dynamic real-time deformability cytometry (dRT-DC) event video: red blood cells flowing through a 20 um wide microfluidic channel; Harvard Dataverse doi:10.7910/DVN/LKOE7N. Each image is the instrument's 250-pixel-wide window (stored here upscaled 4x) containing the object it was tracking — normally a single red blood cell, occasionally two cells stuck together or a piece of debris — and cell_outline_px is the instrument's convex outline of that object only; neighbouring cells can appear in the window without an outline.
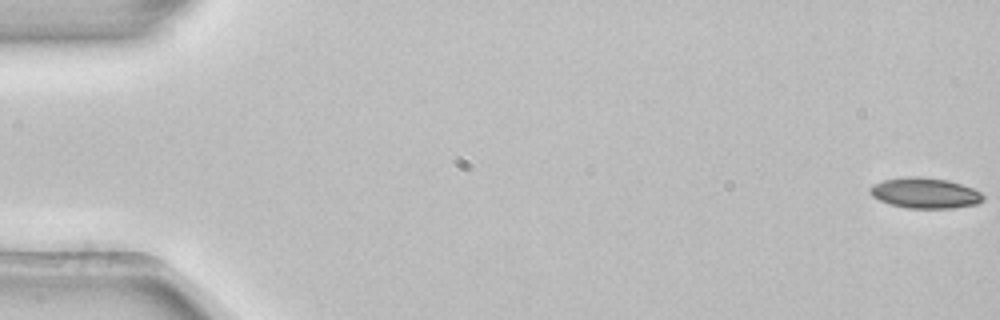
{"species": "common noctule bat (a hibernating species)", "species_latin": "Nyctalus noctula", "temperature_condition": "room temperature", "stored_images_in_passage": 54, "camera_frame_rate_fps": 3000, "um_per_image_px": 0.085, "animal": {"sex": "female", "body_mass_g": 22.7, "forearm_length_mm": 54.2}, "frame": {"image": 1, "passage_image": 1, "time_ms": 0.0, "image_size_px": [1000, 320], "cell_outline_px": [[984, 200], [976, 204], [952, 208], [908, 208], [892, 204], [880, 200], [872, 196], [868, 192], [868, 188], [872, 184], [884, 180], [904, 176], [920, 176], [948, 180], [972, 188], [980, 192], [984, 196]], "centroid_in_image_um": [78.6, 16.39], "position_along_channel_um": 6.4, "area_um2": 20.17}}
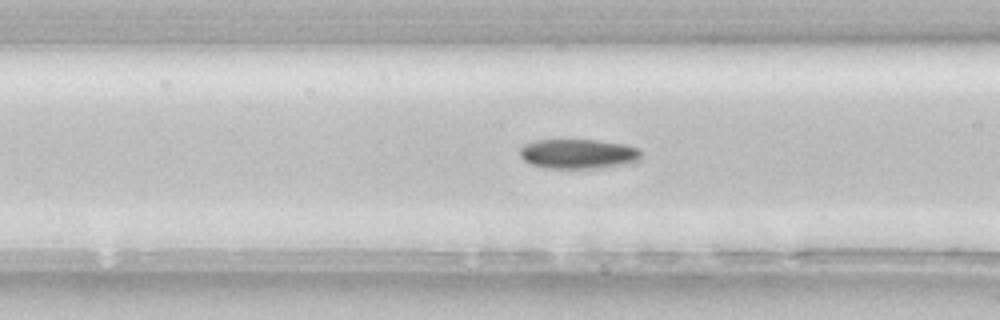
{"frame": {"image": 2, "passage_image": 22, "time_ms": 7.0, "image_size_px": [1000, 320], "cell_outline_px": [[640, 160], [632, 164], [592, 168], [548, 168], [528, 164], [520, 156], [520, 148], [524, 144], [536, 140], [600, 140], [624, 144], [636, 148], [640, 152]], "centroid_in_image_um": [49.14, 13.08], "position_along_channel_um": 117.5, "area_um2": 21.1}}
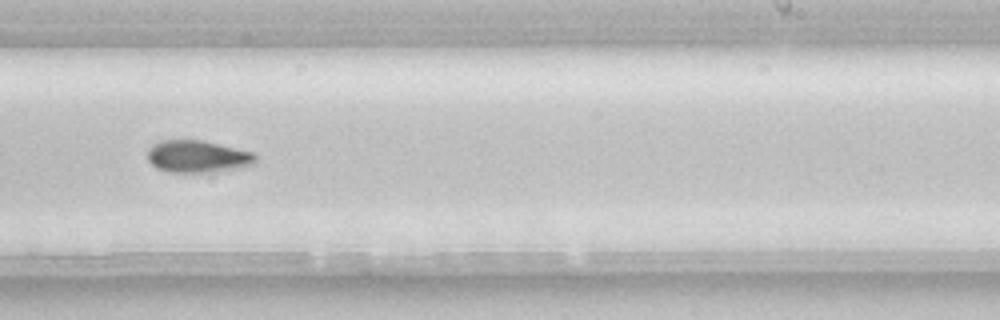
{"frame": {"image": 3, "passage_image": 34, "time_ms": 11.0, "image_size_px": [1000, 320], "cell_outline_px": [[256, 164], [240, 168], [212, 172], [168, 172], [156, 168], [148, 160], [148, 148], [152, 144], [160, 140], [204, 140], [252, 152], [256, 156]], "centroid_in_image_um": [16.79, 13.3], "position_along_channel_um": 272.2, "area_um2": 20.46}, "authors_computed_cell_mechanics": {"area_um2": 20.4034, "velocity_mm_per_s": 3.8787, "shape_relaxation_time_tau1_ms": 3.9634, "shape_relaxation_time_tau2_ms": null, "deformation_change_tau1": 0.1013, "deformation_change_tau2": null}}